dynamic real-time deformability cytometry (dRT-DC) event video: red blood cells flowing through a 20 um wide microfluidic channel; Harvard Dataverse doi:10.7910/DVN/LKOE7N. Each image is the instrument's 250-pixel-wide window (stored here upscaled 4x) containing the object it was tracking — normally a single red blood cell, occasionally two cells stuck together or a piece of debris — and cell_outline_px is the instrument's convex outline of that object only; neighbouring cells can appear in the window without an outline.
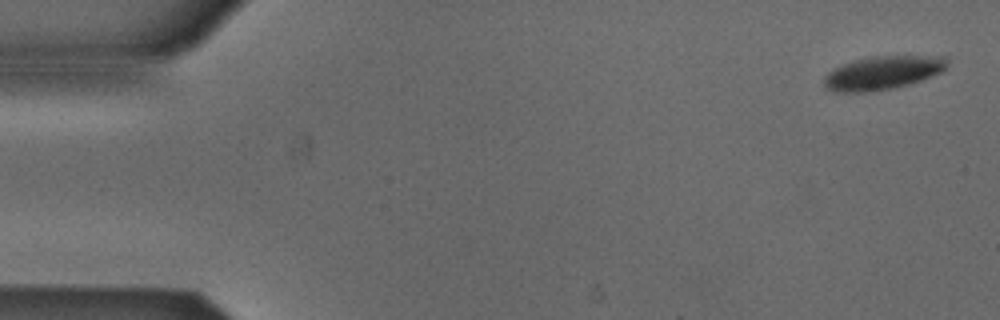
{"species": "Egyptian fruit bat (a non-hibernating species)", "species_latin": "Rousettus aegyptiacus", "temperature_condition": "cold", "stored_images_in_passage": 5, "camera_frame_rate_fps": 3000, "um_per_image_px": 0.085, "animal": {"sex": "male"}, "frame": {"image": 1, "passage_image": 1, "time_ms": 0.0, "image_size_px": [1000, 320], "cell_outline_px": [[948, 68], [940, 72], [920, 80], [908, 84], [892, 88], [868, 92], [832, 92], [824, 88], [824, 76], [828, 72], [844, 64], [868, 56], [948, 56]], "centroid_in_image_um": [75.03, 6.19], "position_along_channel_um": 10.0, "area_um2": 24.04}}
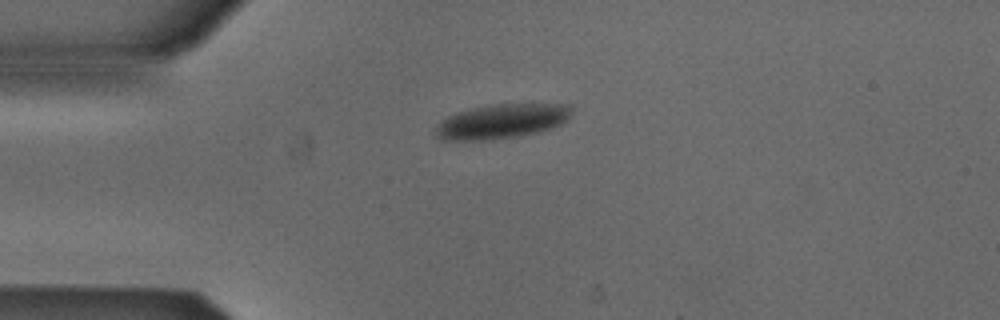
{"frame": {"image": 2, "passage_image": 4, "time_ms": 1.0, "image_size_px": [1000, 320], "cell_outline_px": [[572, 112], [560, 124], [536, 132], [516, 136], [492, 140], [440, 140], [436, 136], [436, 128], [440, 120], [448, 116], [472, 108], [496, 104], [572, 104]], "centroid_in_image_um": [42.61, 10.31], "position_along_channel_um": 42.4, "area_um2": 26.99}}